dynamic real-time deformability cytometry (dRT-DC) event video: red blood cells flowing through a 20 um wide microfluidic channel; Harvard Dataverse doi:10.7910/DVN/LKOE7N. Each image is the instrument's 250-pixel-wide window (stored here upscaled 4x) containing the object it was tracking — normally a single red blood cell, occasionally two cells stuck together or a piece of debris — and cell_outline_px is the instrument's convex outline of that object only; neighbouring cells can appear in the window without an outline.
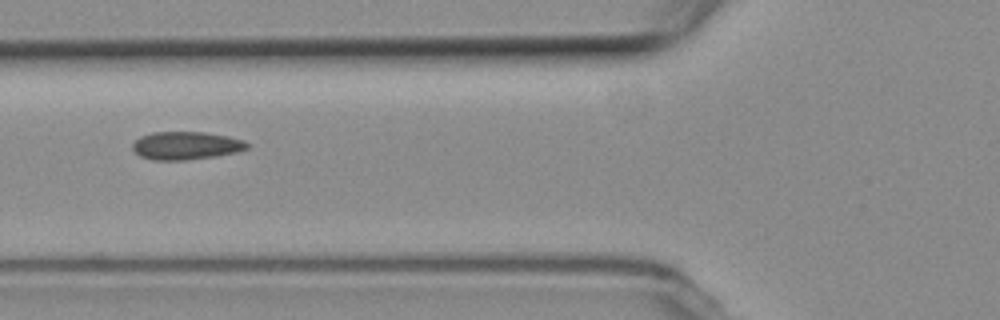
{"species": "common noctule bat (a hibernating species)", "species_latin": "Nyctalus noctula", "temperature_condition": "room temperature", "stored_images_in_passage": 10, "camera_frame_rate_fps": 3000, "um_per_image_px": 0.085, "animal": {"sex": "female", "body_mass_g": 19.3, "forearm_length_mm": 54.1}, "frame": {"image": 1, "passage_image": 6, "time_ms": 6.667, "image_size_px": [1000, 320], "cell_outline_px": [[248, 148], [236, 152], [216, 156], [184, 160], [156, 160], [140, 156], [132, 148], [132, 144], [140, 136], [152, 132], [204, 132], [228, 136], [244, 140], [248, 144]], "centroid_in_image_um": [15.81, 12.37], "position_along_channel_um": 110.0, "area_um2": 18.61}}
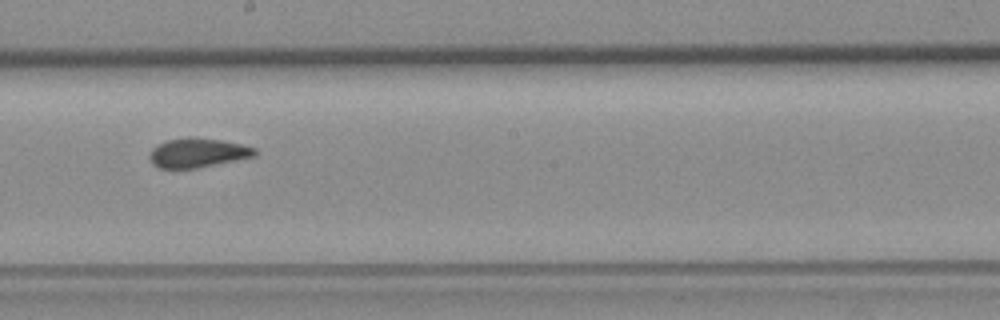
{"frame": {"image": 2, "passage_image": 9, "time_ms": 10.0, "image_size_px": [1000, 320], "cell_outline_px": [[256, 156], [196, 168], [160, 168], [152, 164], [148, 156], [152, 148], [156, 144], [168, 140], [220, 140], [240, 144], [256, 148]], "centroid_in_image_um": [16.78, 13.03], "position_along_channel_um": 231.4, "area_um2": 17.22}}
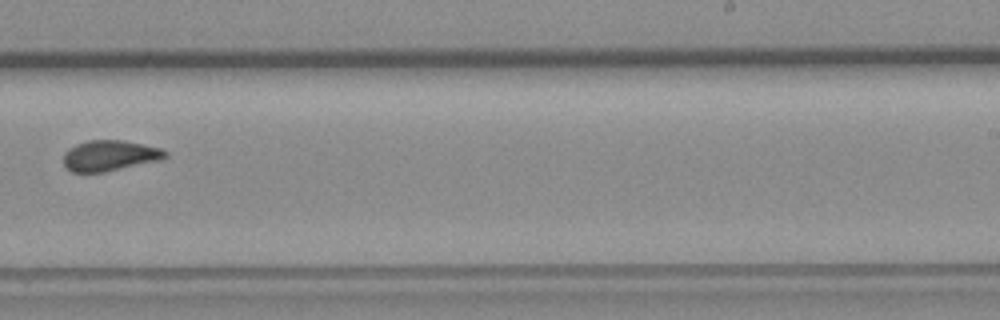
{"frame": {"image": 3, "passage_image": 10, "time_ms": 11.333, "image_size_px": [1000, 320], "cell_outline_px": [[168, 156], [160, 160], [104, 172], [72, 172], [64, 164], [64, 152], [76, 144], [88, 140], [124, 140], [144, 144], [160, 148], [168, 152]], "centroid_in_image_um": [9.35, 13.22], "position_along_channel_um": 279.7, "area_um2": 18.15}}